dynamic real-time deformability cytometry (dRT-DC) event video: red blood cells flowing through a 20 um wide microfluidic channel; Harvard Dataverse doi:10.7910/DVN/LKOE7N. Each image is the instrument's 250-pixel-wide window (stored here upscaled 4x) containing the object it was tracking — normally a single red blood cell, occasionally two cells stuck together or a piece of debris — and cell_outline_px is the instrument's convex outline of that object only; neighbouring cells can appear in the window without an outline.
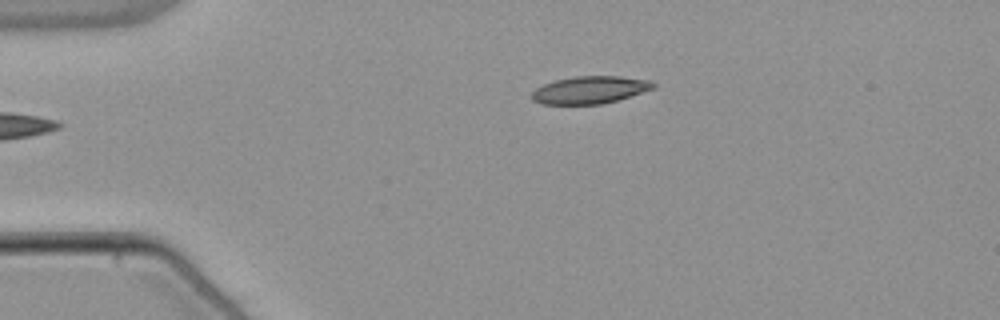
{"species": "common noctule bat (a hibernating species)", "species_latin": "Nyctalus noctula", "temperature_condition": "warm", "stored_images_in_passage": 36, "camera_frame_rate_fps": 3000, "um_per_image_px": 0.085, "animal": {"sex": "male", "body_mass_g": 21.5, "forearm_length_mm": 52.0}, "frame": {"image": 1, "passage_image": 1, "time_ms": 0.0, "image_size_px": [1000, 320], "cell_outline_px": [[656, 88], [616, 100], [600, 104], [540, 104], [532, 100], [532, 92], [536, 88], [552, 80], [576, 76], [620, 76], [648, 80], [656, 84]], "centroid_in_image_um": [50.12, 7.63], "position_along_channel_um": 34.9, "area_um2": 19.42}}
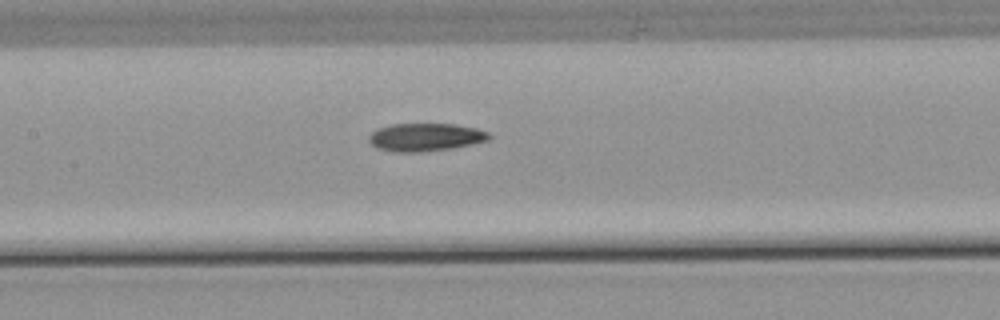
{"frame": {"image": 2, "passage_image": 15, "time_ms": 4.667, "image_size_px": [1000, 320], "cell_outline_px": [[492, 136], [488, 140], [472, 144], [452, 148], [420, 152], [396, 152], [376, 148], [368, 140], [368, 136], [376, 128], [392, 124], [456, 124], [476, 128], [488, 132]], "centroid_in_image_um": [36.15, 11.66], "position_along_channel_um": 171.3, "area_um2": 19.65}}
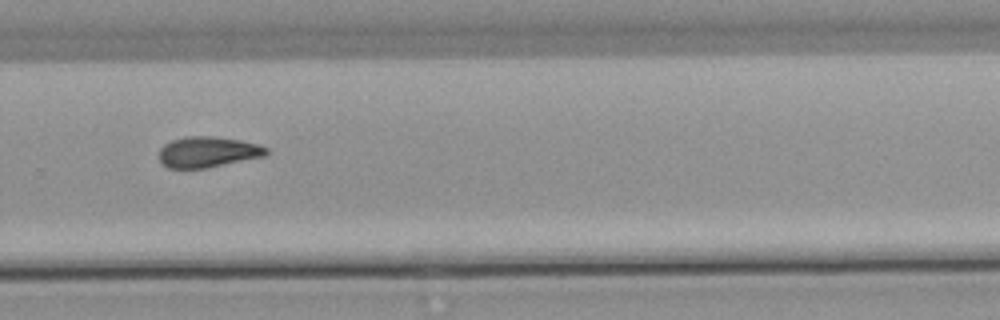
{"frame": {"image": 3, "passage_image": 26, "time_ms": 8.333, "image_size_px": [1000, 320], "cell_outline_px": [[268, 152], [264, 156], [204, 168], [168, 168], [160, 160], [160, 148], [164, 144], [172, 140], [184, 136], [212, 136], [240, 140], [260, 144], [268, 148]], "centroid_in_image_um": [17.67, 12.9], "position_along_channel_um": 312.1, "area_um2": 19.07}, "authors_computed_cell_mechanics": {"area_um2": 19.5653, "velocity_mm_per_s": 3.8537, "shape_relaxation_time_tau1_ms": null, "shape_relaxation_time_tau2_ms": 10.1901, "deformation_change_tau1": null, "deformation_change_tau2": 0.2028}}